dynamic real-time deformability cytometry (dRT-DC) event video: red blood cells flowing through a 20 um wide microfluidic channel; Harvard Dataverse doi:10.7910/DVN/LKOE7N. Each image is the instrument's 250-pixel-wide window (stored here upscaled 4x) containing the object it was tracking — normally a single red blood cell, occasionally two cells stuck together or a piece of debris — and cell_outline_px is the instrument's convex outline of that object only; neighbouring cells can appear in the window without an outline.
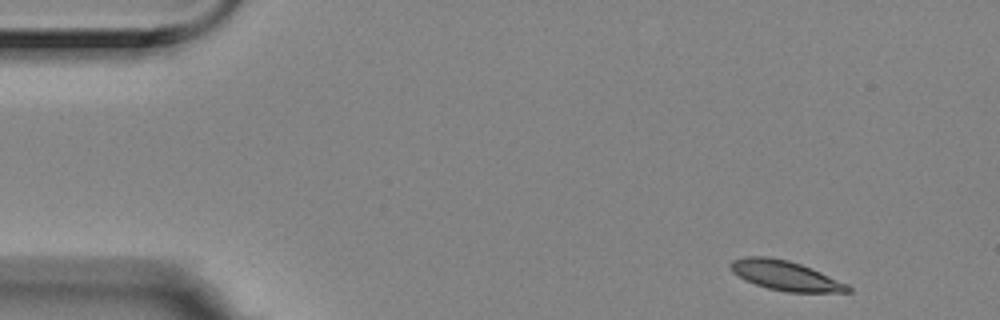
{"species": "Egyptian fruit bat (a non-hibernating species)", "species_latin": "Rousettus aegyptiacus", "temperature_condition": "room temperature", "stored_images_in_passage": 5, "segment_of_instrument_passage": [1, 2], "camera_frame_rate_fps": 3000, "um_per_image_px": 0.085, "animal": {"sex": "female"}, "frame": {"image": 1, "passage_image": 1, "time_ms": 0.0, "image_size_px": [1000, 320], "cell_outline_px": [[852, 292], [788, 292], [768, 288], [744, 280], [732, 272], [728, 264], [732, 260], [748, 256], [764, 256], [788, 260], [812, 268], [848, 284], [852, 288]], "centroid_in_image_um": [66.75, 23.42], "position_along_channel_um": 18.2, "area_um2": 20.29}}
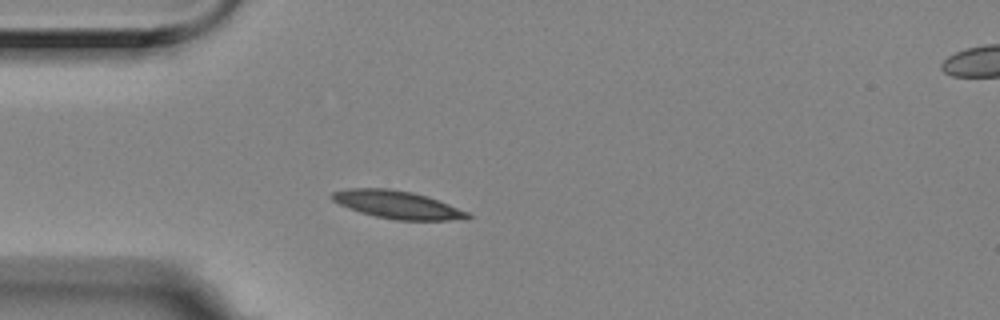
{"frame": {"image": 2, "passage_image": 4, "time_ms": 1.0, "image_size_px": [1000, 320], "cell_outline_px": [[472, 216], [468, 220], [396, 220], [376, 216], [360, 212], [348, 208], [332, 200], [328, 196], [332, 192], [348, 188], [388, 188], [412, 192], [428, 196], [468, 212]], "centroid_in_image_um": [33.77, 17.4], "position_along_channel_um": 51.2, "area_um2": 22.08}}